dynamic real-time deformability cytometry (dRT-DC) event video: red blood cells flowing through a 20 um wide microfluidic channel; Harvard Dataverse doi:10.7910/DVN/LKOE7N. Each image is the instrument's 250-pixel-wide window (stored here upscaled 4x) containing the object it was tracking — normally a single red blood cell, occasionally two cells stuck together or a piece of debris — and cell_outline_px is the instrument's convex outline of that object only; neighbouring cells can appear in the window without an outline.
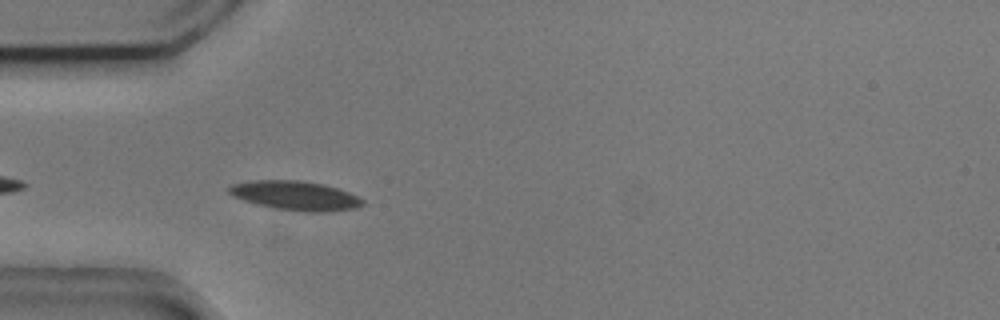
{"species": "common noctule bat (a hibernating species)", "species_latin": "Nyctalus noctula", "temperature_condition": "cold", "stored_images_in_passage": 5, "camera_frame_rate_fps": 3000, "um_per_image_px": 0.085, "animal": {"sex": "male", "body_mass_g": 20.5, "forearm_length_mm": 52.5}, "frame": {"image": 1, "passage_image": 2, "time_ms": 0.333, "image_size_px": [1000, 320], "cell_outline_px": [[364, 204], [356, 208], [328, 212], [304, 212], [276, 208], [244, 200], [232, 196], [228, 192], [228, 188], [232, 184], [252, 180], [300, 180], [324, 184], [348, 192], [364, 200]], "centroid_in_image_um": [25.12, 16.62], "position_along_channel_um": 59.9, "area_um2": 22.66}}